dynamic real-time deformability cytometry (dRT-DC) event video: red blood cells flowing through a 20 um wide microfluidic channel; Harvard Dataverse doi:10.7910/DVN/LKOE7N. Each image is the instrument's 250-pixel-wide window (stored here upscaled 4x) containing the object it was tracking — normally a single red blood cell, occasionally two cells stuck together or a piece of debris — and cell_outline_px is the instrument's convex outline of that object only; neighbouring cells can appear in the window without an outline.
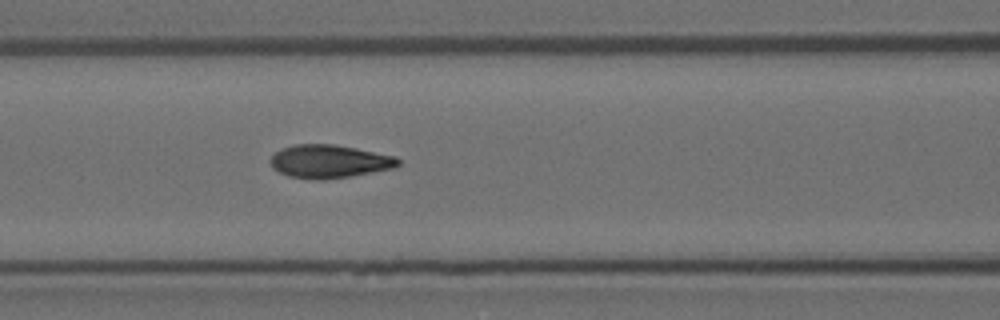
{"species": "Egyptian fruit bat (a non-hibernating species)", "species_latin": "Rousettus aegyptiacus", "temperature_condition": "room temperature", "stored_images_in_passage": 3, "camera_frame_rate_fps": 3000, "um_per_image_px": 0.085, "animal": {"sex": "female"}, "frame": {"image": 1, "passage_image": 3, "time_ms": 0.667, "image_size_px": [1000, 320], "cell_outline_px": [[400, 164], [392, 168], [348, 176], [324, 180], [312, 180], [288, 176], [272, 168], [268, 160], [280, 148], [296, 144], [336, 144], [396, 156], [400, 160]], "centroid_in_image_um": [27.94, 13.71], "position_along_channel_um": 138.7, "area_um2": 24.8}}